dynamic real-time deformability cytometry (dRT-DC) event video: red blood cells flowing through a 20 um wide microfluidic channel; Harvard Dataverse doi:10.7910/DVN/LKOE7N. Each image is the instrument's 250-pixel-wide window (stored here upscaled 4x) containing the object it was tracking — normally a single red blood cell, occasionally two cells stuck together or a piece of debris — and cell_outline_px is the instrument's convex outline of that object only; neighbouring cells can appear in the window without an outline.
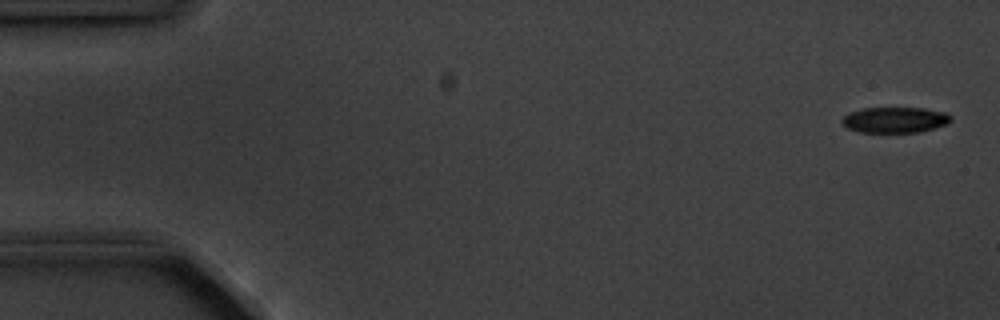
{"species": "common noctule bat (a hibernating species)", "species_latin": "Nyctalus noctula", "temperature_condition": "cold", "stored_images_in_passage": 5, "camera_frame_rate_fps": 3000, "um_per_image_px": 0.085, "animal": {"sex": "male", "body_mass_g": 20.1, "forearm_length_mm": 53.5}, "frame": {"image": 1, "passage_image": 1, "time_ms": 0.0, "image_size_px": [1000, 320], "cell_outline_px": [[952, 120], [948, 124], [920, 132], [860, 132], [848, 128], [840, 120], [848, 112], [864, 108], [924, 108], [944, 112], [952, 116]], "centroid_in_image_um": [76.09, 10.19], "position_along_channel_um": 8.9, "area_um2": 16.36}}
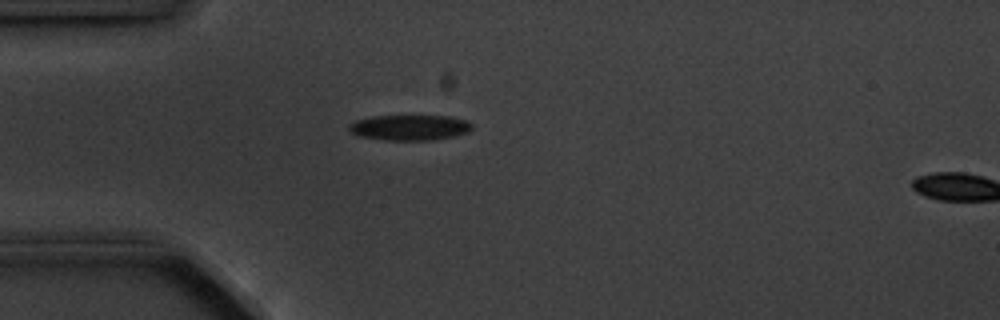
{"frame": {"image": 2, "passage_image": 4, "time_ms": 4.333, "image_size_px": [1000, 320], "cell_outline_px": [[472, 128], [468, 132], [452, 136], [432, 140], [384, 140], [356, 136], [348, 128], [348, 124], [356, 120], [372, 116], [448, 116], [464, 120], [472, 124]], "centroid_in_image_um": [34.77, 10.84], "position_along_channel_um": 50.2, "area_um2": 18.21}}